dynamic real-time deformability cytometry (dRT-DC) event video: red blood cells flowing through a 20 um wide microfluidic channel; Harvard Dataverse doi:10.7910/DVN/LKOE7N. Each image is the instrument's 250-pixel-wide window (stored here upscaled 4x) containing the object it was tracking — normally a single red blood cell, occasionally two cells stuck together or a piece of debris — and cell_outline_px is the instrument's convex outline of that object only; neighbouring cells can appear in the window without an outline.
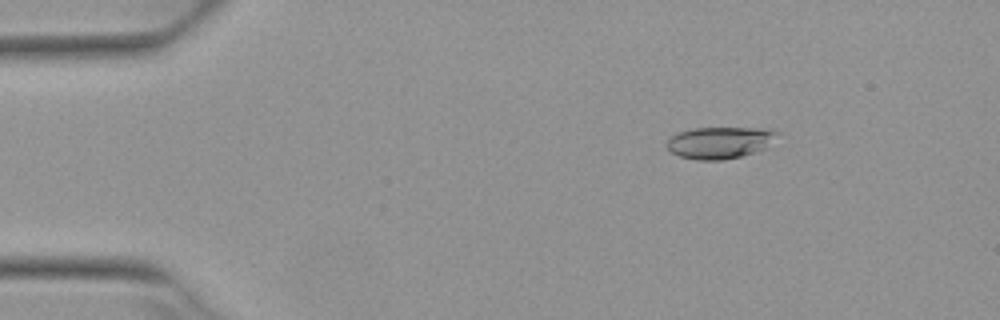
{"species": "Egyptian fruit bat (a non-hibernating species)", "species_latin": "Rousettus aegyptiacus", "temperature_condition": "warm", "stored_images_in_passage": 4, "camera_frame_rate_fps": 3000, "um_per_image_px": 0.085, "animal": {"sex": "female"}, "frame": {"image": 1, "passage_image": 2, "time_ms": 0.333, "image_size_px": [1000, 320], "cell_outline_px": [[776, 132], [764, 148], [740, 156], [724, 160], [696, 160], [680, 156], [672, 152], [668, 148], [668, 140], [676, 132], [692, 128], [772, 128]], "centroid_in_image_um": [61.1, 12.11], "position_along_channel_um": 23.9, "area_um2": 20.0}}